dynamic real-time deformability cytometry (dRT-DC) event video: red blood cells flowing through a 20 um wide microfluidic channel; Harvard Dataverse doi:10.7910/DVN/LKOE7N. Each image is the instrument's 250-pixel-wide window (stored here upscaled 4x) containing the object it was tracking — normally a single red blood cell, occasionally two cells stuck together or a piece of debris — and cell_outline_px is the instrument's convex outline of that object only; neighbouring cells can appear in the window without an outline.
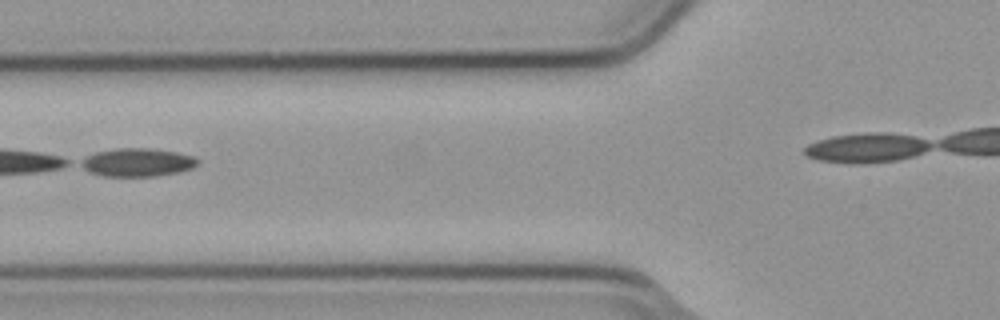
{"species": "common noctule bat (a hibernating species)", "species_latin": "Nyctalus noctula", "temperature_condition": "cold", "stored_images_in_passage": 4, "camera_frame_rate_fps": 3000, "um_per_image_px": 0.085, "animal": {"sex": "male", "body_mass_g": 23.1, "forearm_length_mm": 52.7}, "frame": {"image": 1, "passage_image": 3, "time_ms": 0.667, "image_size_px": [1000, 320], "cell_outline_px": [[200, 164], [192, 168], [180, 172], [152, 176], [104, 176], [88, 172], [76, 164], [80, 160], [96, 152], [116, 148], [148, 148], [176, 152], [196, 156], [200, 160]], "centroid_in_image_um": [11.68, 13.8], "position_along_channel_um": 114.1, "area_um2": 19.48}}